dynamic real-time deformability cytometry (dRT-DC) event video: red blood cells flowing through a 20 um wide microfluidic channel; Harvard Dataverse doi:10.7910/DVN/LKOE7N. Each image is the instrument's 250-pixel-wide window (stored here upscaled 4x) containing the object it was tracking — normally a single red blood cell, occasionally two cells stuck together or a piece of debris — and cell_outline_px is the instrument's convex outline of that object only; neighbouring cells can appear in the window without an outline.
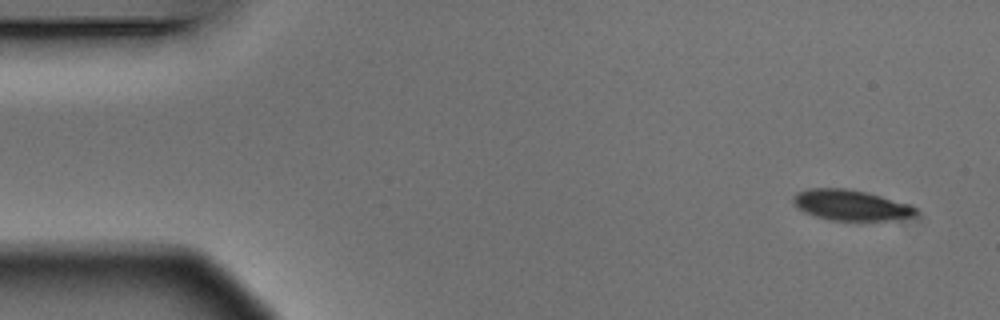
{"species": "Egyptian fruit bat (a non-hibernating species)", "species_latin": "Rousettus aegyptiacus", "temperature_condition": "warm", "stored_images_in_passage": 5, "camera_frame_rate_fps": 3000, "um_per_image_px": 0.085, "animal": {"sex": "male"}, "frame": {"image": 1, "passage_image": 1, "time_ms": 0.0, "image_size_px": [1000, 320], "cell_outline_px": [[916, 216], [888, 220], [828, 220], [804, 212], [792, 204], [792, 196], [796, 192], [808, 188], [844, 188], [864, 192], [880, 196], [908, 204], [916, 208]], "centroid_in_image_um": [72.24, 17.43], "position_along_channel_um": 12.8, "area_um2": 21.73}}
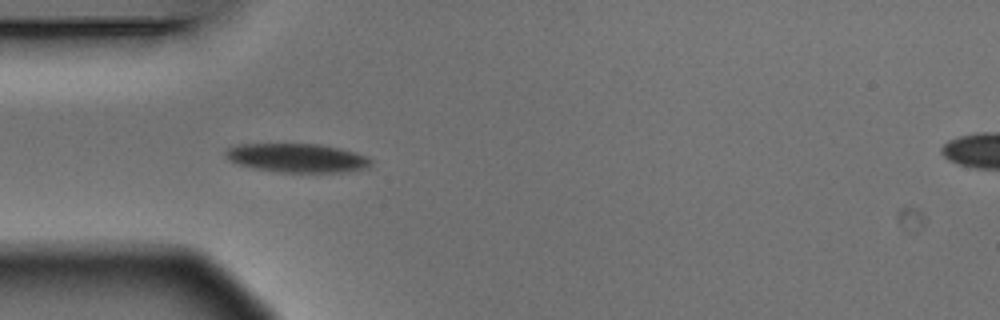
{"frame": {"image": 2, "passage_image": 4, "time_ms": 1.0, "image_size_px": [1000, 320], "cell_outline_px": [[372, 164], [368, 168], [344, 172], [280, 172], [252, 168], [228, 160], [224, 156], [224, 152], [228, 148], [240, 144], [320, 144], [340, 148], [368, 156], [372, 160]], "centroid_in_image_um": [25.27, 13.43], "position_along_channel_um": 59.7, "area_um2": 24.57}}
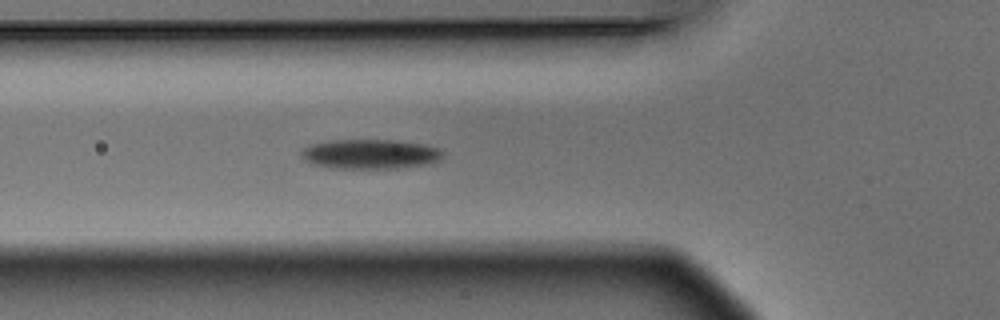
{"frame": {"image": 3, "passage_image": 5, "time_ms": 1.333, "image_size_px": [1000, 320], "cell_outline_px": [[444, 156], [440, 160], [432, 164], [400, 168], [336, 168], [312, 164], [304, 160], [300, 156], [300, 152], [304, 148], [312, 144], [328, 140], [396, 140], [428, 144], [440, 148], [444, 152]], "centroid_in_image_um": [31.54, 13.09], "position_along_channel_um": 94.3, "area_um2": 24.91}}